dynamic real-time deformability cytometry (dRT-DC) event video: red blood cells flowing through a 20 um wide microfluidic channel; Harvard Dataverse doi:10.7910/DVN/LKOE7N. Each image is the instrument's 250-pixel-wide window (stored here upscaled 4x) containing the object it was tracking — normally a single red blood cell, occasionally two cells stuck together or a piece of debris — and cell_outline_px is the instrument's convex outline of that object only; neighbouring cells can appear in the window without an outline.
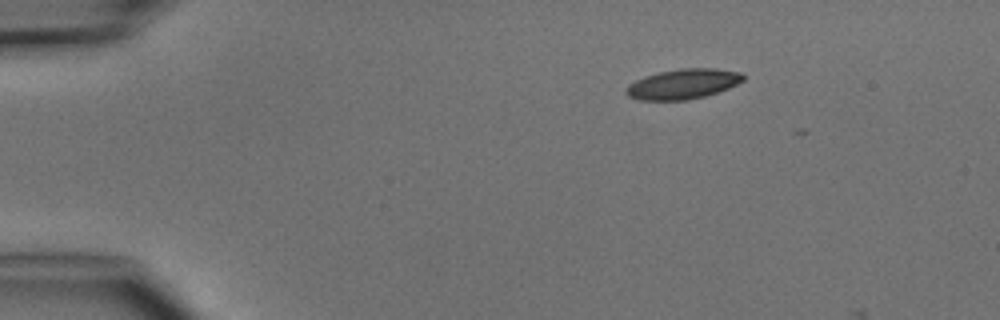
{"species": "common noctule bat (a hibernating species)", "species_latin": "Nyctalus noctula", "temperature_condition": "cold", "stored_images_in_passage": 3, "camera_frame_rate_fps": 3000, "um_per_image_px": 0.085, "animal": {"sex": "male", "body_mass_g": 15.6}, "frame": {"image": 1, "passage_image": 3, "time_ms": 2.333, "image_size_px": [1000, 320], "cell_outline_px": [[744, 80], [728, 88], [704, 96], [688, 100], [640, 100], [628, 96], [624, 92], [624, 88], [628, 84], [644, 76], [660, 72], [680, 68], [716, 68], [740, 72], [744, 76]], "centroid_in_image_um": [58.02, 7.14], "position_along_channel_um": 27.0, "area_um2": 20.52}}